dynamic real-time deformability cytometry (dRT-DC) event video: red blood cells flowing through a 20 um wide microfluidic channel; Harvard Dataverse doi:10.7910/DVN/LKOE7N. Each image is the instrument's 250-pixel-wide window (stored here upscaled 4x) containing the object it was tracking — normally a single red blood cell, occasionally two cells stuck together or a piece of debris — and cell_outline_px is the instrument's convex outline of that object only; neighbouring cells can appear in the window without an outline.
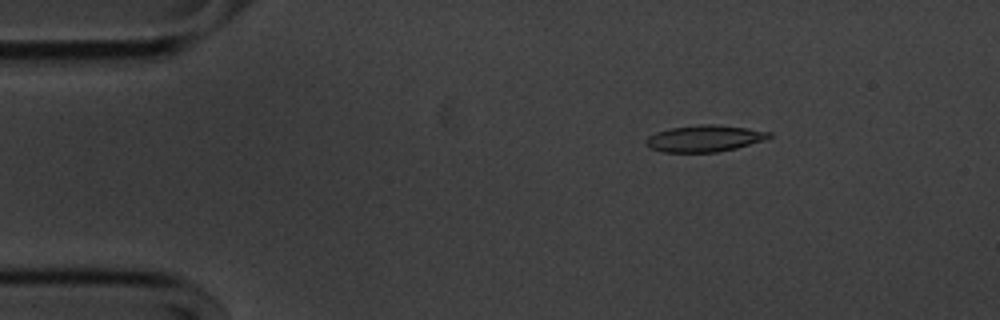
{"species": "common noctule bat (a hibernating species)", "species_latin": "Nyctalus noctula", "temperature_condition": "cold", "stored_images_in_passage": 55, "camera_frame_rate_fps": 3000, "um_per_image_px": 0.085, "animal": {"sex": "male", "body_mass_g": 20.1, "forearm_length_mm": 53.5}, "frame": {"image": 1, "passage_image": 8, "time_ms": 2.333, "image_size_px": [1000, 320], "cell_outline_px": [[772, 136], [764, 140], [736, 148], [716, 152], [664, 152], [652, 148], [644, 144], [644, 140], [648, 136], [656, 132], [672, 128], [700, 124], [712, 124], [744, 128], [772, 132]], "centroid_in_image_um": [59.86, 11.77], "position_along_channel_um": 25.1, "area_um2": 18.9}}
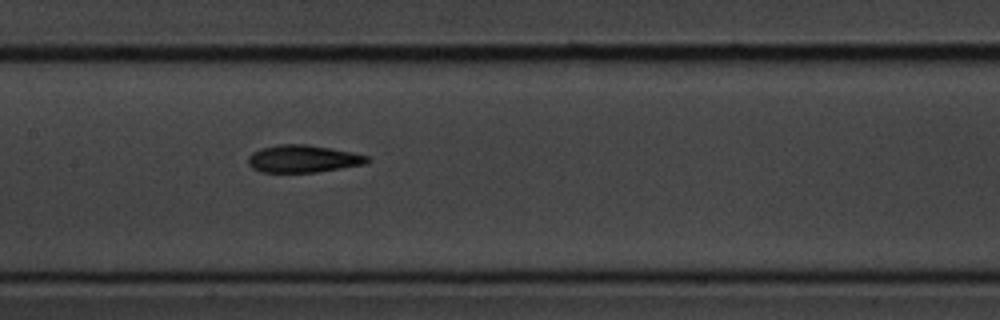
{"frame": {"image": 2, "passage_image": 26, "time_ms": 8.333, "image_size_px": [1000, 320], "cell_outline_px": [[372, 160], [368, 164], [316, 172], [260, 172], [252, 168], [248, 164], [248, 156], [252, 152], [260, 148], [280, 144], [308, 144], [352, 152], [368, 156]], "centroid_in_image_um": [25.77, 13.49], "position_along_channel_um": 181.6, "area_um2": 19.25}}
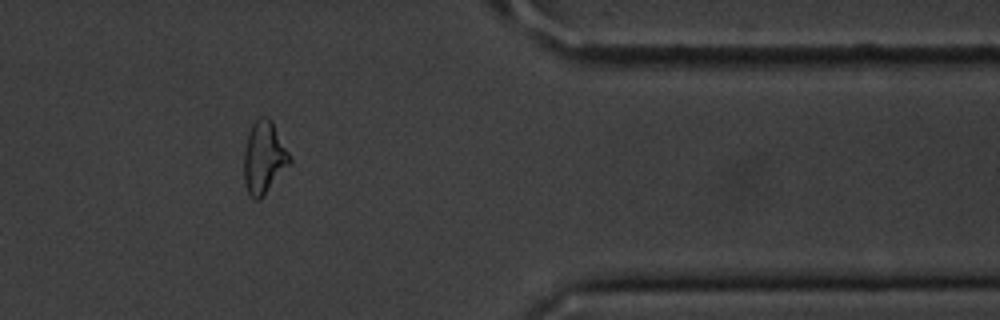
{"frame": {"image": 3, "passage_image": 45, "time_ms": 14.667, "image_size_px": [1000, 320], "cell_outline_px": [[292, 160], [260, 200], [252, 200], [244, 184], [244, 152], [248, 136], [252, 124], [260, 116], [268, 116], [272, 120]], "centroid_in_image_um": [22.42, 13.4], "position_along_channel_um": 389.0, "area_um2": 19.07}, "authors_computed_cell_mechanics": {"area_um2": 19.074, "velocity_mm_per_s": 3.611, "shape_relaxation_time_tau1_ms": 3.4568, "shape_relaxation_time_tau2_ms": 4.5737, "deformation_change_tau1": 0.1374, "deformation_change_tau2": 0.1387}}